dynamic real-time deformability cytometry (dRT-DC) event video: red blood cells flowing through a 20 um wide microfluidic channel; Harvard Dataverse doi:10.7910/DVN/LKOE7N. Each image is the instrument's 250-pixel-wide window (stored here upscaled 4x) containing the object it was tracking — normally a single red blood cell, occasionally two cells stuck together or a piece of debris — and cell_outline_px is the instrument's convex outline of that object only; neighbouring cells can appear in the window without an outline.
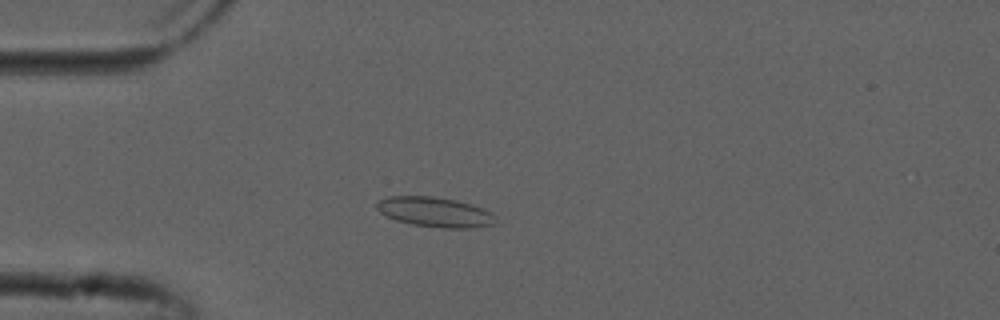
{"species": "common noctule bat (a hibernating species)", "species_latin": "Nyctalus noctula", "temperature_condition": "cold", "stored_images_in_passage": 52, "camera_frame_rate_fps": 3000, "um_per_image_px": 0.085, "animal": {"sex": "male", "forearm_length_mm": 52.5}, "frame": {"image": 1, "passage_image": 13, "time_ms": 4.0, "image_size_px": [1000, 320], "cell_outline_px": [[496, 224], [472, 228], [440, 228], [412, 224], [396, 220], [380, 212], [376, 208], [376, 200], [388, 196], [432, 196], [456, 200], [472, 204], [484, 208], [492, 212], [496, 216]], "centroid_in_image_um": [37.0, 18.02], "position_along_channel_um": 48.0, "area_um2": 20.98}}
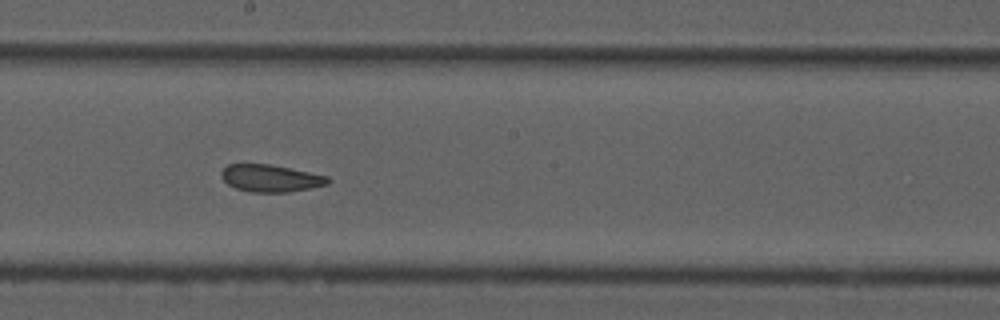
{"frame": {"image": 2, "passage_image": 28, "time_ms": 9.0, "image_size_px": [1000, 320], "cell_outline_px": [[332, 180], [328, 184], [312, 188], [288, 192], [252, 192], [236, 188], [228, 184], [220, 176], [220, 172], [228, 164], [268, 164], [328, 176]], "centroid_in_image_um": [23.01, 15.15], "position_along_channel_um": 225.2, "area_um2": 16.82}}
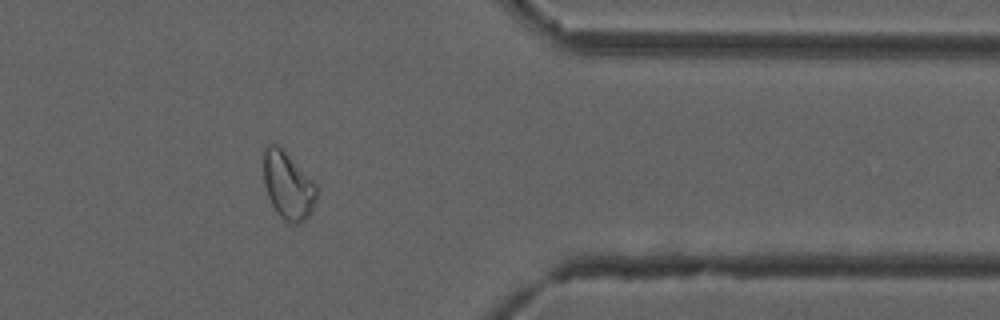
{"frame": {"image": 3, "passage_image": 42, "time_ms": 13.667, "image_size_px": [1000, 320], "cell_outline_px": [[320, 188], [312, 212], [300, 224], [288, 224], [276, 212], [268, 196], [264, 184], [264, 148], [268, 144], [276, 144]], "centroid_in_image_um": [24.5, 15.84], "position_along_channel_um": 386.9, "area_um2": 20.75}, "authors_computed_cell_mechanics": {"area_um2": 20.0277, "velocity_mm_per_s": 3.8385, "shape_relaxation_time_tau1_ms": null, "shape_relaxation_time_tau2_ms": 2.0106, "deformation_change_tau1": null, "deformation_change_tau2": 0.0914}}